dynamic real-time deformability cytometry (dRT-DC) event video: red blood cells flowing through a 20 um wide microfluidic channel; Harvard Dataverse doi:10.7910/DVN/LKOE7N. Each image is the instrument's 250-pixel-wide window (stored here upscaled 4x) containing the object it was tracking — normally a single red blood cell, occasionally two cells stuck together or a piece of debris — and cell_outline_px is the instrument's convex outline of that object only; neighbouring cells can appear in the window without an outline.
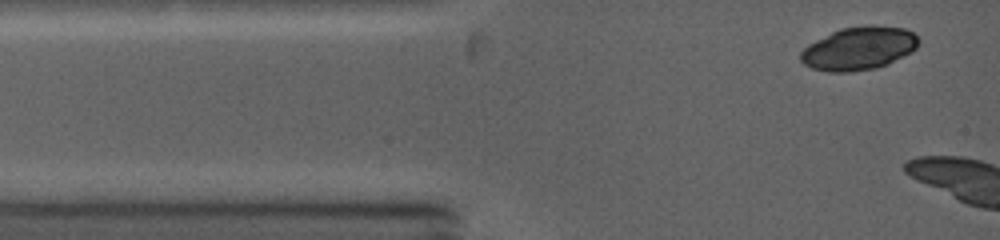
{"species": "common noctule bat (a hibernating species)", "species_latin": "Nyctalus noctula", "temperature_condition": "warm", "stored_images_in_passage": 4, "camera_frame_rate_fps": 5000, "um_per_image_px": 0.085, "animal": {"sex": "female", "body_mass_g": 19.0, "forearm_length_mm": 53.3}, "frame": {"image": 1, "passage_image": 1, "time_ms": 0.0, "image_size_px": [1000, 240], "cell_outline_px": [[920, 40], [916, 48], [912, 52], [888, 64], [876, 68], [848, 72], [828, 72], [812, 68], [804, 64], [800, 60], [800, 52], [808, 44], [840, 28], [904, 28], [912, 32]], "centroid_in_image_um": [72.97, 4.17], "position_along_channel_um": 12.0, "area_um2": 28.9}}